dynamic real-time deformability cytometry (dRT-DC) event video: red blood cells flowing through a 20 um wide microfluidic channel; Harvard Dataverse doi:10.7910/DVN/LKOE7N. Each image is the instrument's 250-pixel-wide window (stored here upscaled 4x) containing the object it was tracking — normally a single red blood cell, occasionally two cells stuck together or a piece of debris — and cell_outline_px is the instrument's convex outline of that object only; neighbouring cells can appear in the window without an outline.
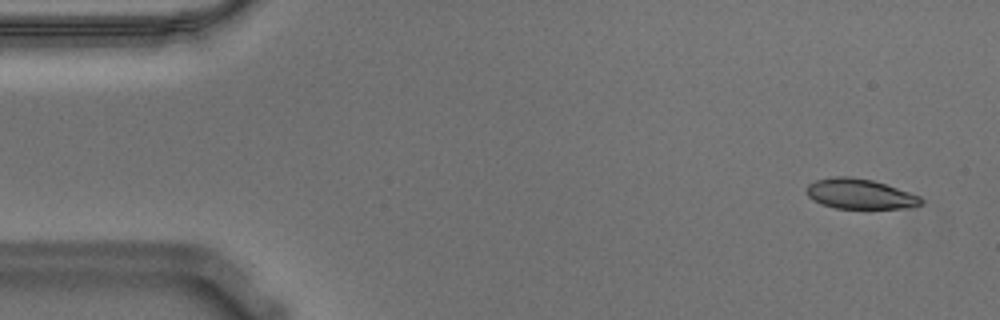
{"species": "Egyptian fruit bat (a non-hibernating species)", "species_latin": "Rousettus aegyptiacus", "temperature_condition": "warm", "stored_images_in_passage": 37, "camera_frame_rate_fps": 3000, "um_per_image_px": 0.085, "animal": {"sex": "male"}, "frame": {"image": 1, "passage_image": 3, "time_ms": 0.667, "image_size_px": [1000, 320], "cell_outline_px": [[924, 200], [920, 204], [900, 208], [836, 208], [820, 204], [812, 200], [808, 196], [808, 184], [816, 180], [836, 176], [848, 176], [872, 180], [920, 196]], "centroid_in_image_um": [73.05, 16.48], "position_along_channel_um": 12.0, "area_um2": 19.71}}
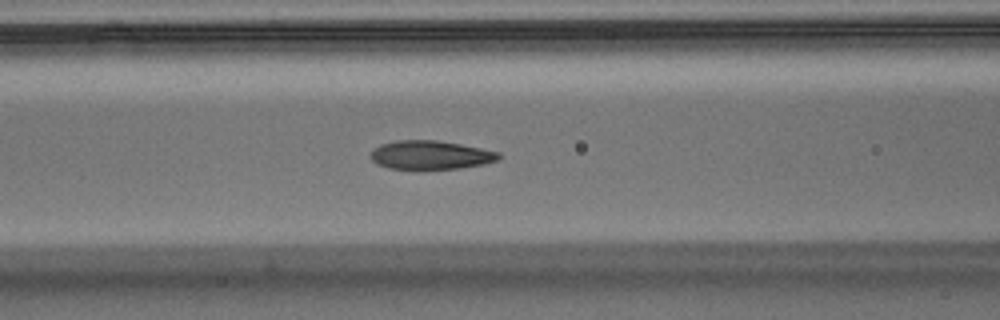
{"frame": {"image": 2, "passage_image": 22, "time_ms": 7.0, "image_size_px": [1000, 320], "cell_outline_px": [[500, 156], [496, 160], [484, 164], [460, 168], [420, 172], [416, 172], [388, 168], [376, 164], [372, 160], [372, 148], [380, 144], [396, 140], [436, 140], [460, 144], [500, 152]], "centroid_in_image_um": [36.53, 13.22], "position_along_channel_um": 130.1, "area_um2": 22.25}}
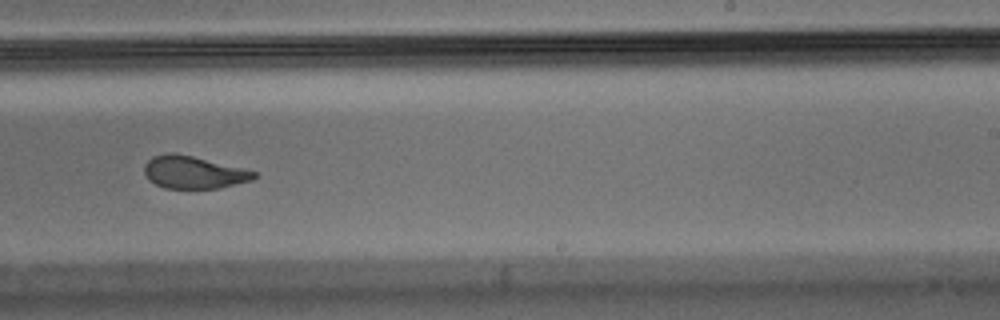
{"frame": {"image": 3, "passage_image": 34, "time_ms": 11.0, "image_size_px": [1000, 320], "cell_outline_px": [[260, 176], [252, 180], [220, 188], [164, 188], [148, 180], [144, 172], [144, 164], [152, 156], [168, 152], [176, 152], [256, 172]], "centroid_in_image_um": [16.42, 14.64], "position_along_channel_um": 272.6, "area_um2": 20.75}}